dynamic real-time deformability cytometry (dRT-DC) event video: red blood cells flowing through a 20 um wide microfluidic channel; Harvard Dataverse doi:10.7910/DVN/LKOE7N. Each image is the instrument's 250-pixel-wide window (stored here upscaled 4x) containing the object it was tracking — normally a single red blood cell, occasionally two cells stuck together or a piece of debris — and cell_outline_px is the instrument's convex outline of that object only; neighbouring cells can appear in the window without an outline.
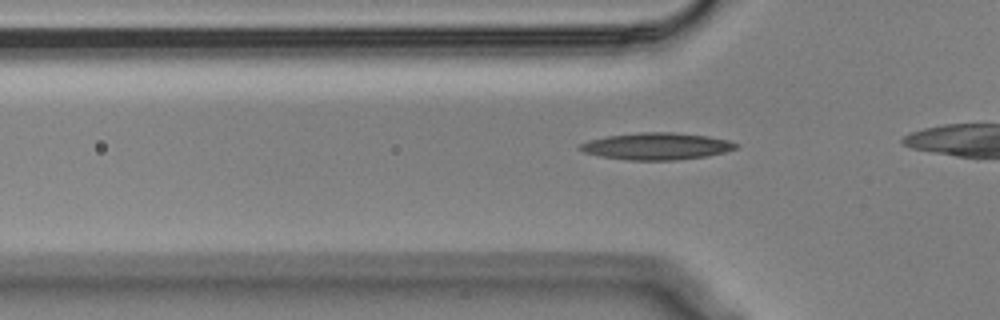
{"species": "Egyptian fruit bat (a non-hibernating species)", "species_latin": "Rousettus aegyptiacus", "temperature_condition": "cold", "stored_images_in_passage": 9, "camera_frame_rate_fps": 3000, "um_per_image_px": 0.085, "animal": {"sex": "male"}, "frame": {"image": 1, "passage_image": 7, "time_ms": 2.0, "image_size_px": [1000, 320], "cell_outline_px": [[740, 144], [736, 148], [724, 152], [704, 156], [676, 160], [628, 160], [600, 156], [584, 152], [576, 148], [580, 144], [588, 140], [608, 136], [640, 132], [672, 132], [708, 136], [728, 140]], "centroid_in_image_um": [55.79, 12.42], "position_along_channel_um": 70.0, "area_um2": 24.39}}